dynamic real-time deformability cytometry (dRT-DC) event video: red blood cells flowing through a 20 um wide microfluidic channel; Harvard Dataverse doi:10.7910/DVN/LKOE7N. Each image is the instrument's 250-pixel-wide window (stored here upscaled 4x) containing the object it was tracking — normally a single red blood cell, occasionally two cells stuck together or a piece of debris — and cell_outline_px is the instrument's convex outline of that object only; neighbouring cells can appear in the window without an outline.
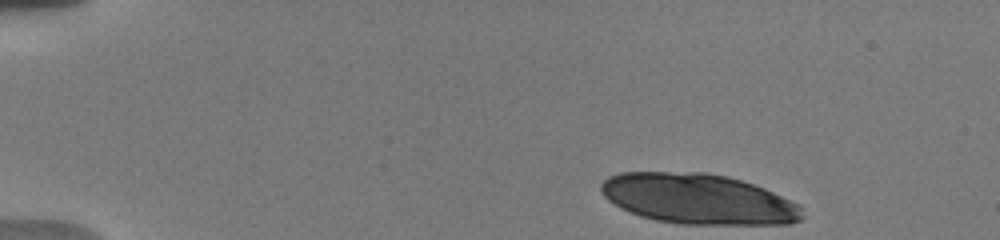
{"species": "human", "species_latin": "Homo sapiens", "temperature_condition": "warm", "stored_images_in_passage": 13, "camera_frame_rate_fps": 3000, "um_per_image_px": 0.085, "donor": {"sex": "male"}, "frame": {"image": 1, "passage_image": 1, "time_ms": 0.0, "image_size_px": [1000, 240], "cell_outline_px": [[804, 216], [800, 220], [788, 224], [680, 224], [656, 220], [640, 216], [620, 208], [608, 200], [604, 196], [600, 188], [600, 184], [608, 176], [620, 172], [708, 172], [728, 176], [764, 188], [800, 204]], "centroid_in_image_um": [59.34, 16.91], "position_along_channel_um": 25.7, "area_um2": 59.25}}